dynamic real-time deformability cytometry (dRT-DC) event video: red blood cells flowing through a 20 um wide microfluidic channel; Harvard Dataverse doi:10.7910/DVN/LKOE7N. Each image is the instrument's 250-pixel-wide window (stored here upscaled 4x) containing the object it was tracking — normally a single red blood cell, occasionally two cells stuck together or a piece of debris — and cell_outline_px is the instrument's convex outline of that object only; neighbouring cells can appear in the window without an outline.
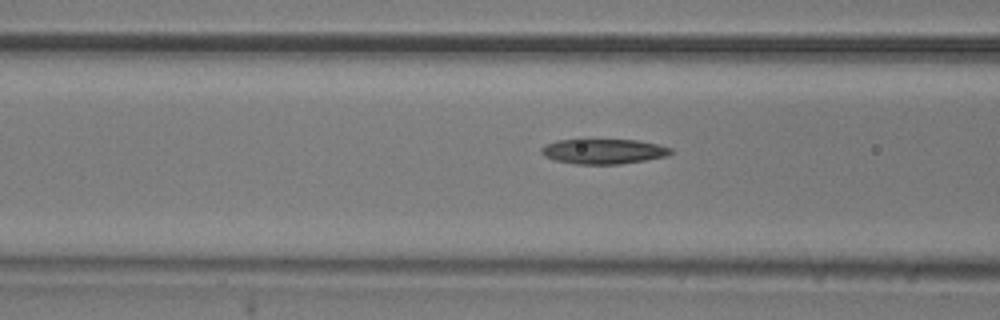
{"species": "common noctule bat (a hibernating species)", "species_latin": "Nyctalus noctula", "temperature_condition": "room temperature", "stored_images_in_passage": 15, "camera_frame_rate_fps": 3000, "um_per_image_px": 0.085, "animal": {"sex": "male", "body_mass_g": 20.5, "forearm_length_mm": 52.5}, "frame": {"image": 1, "passage_image": 9, "time_ms": 2.667, "image_size_px": [1000, 320], "cell_outline_px": [[672, 152], [668, 156], [620, 164], [576, 164], [556, 160], [544, 156], [540, 152], [540, 148], [544, 144], [556, 140], [580, 136], [584, 136], [636, 140], [656, 144], [672, 148]], "centroid_in_image_um": [51.2, 12.8], "position_along_channel_um": 115.4, "area_um2": 20.0}}
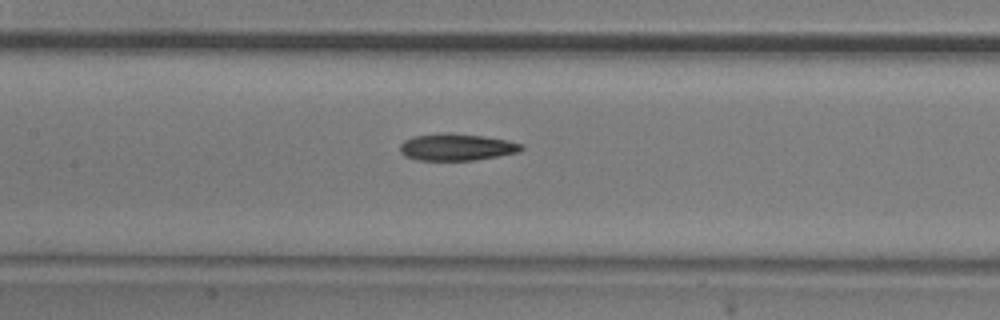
{"frame": {"image": 2, "passage_image": 13, "time_ms": 4.0, "image_size_px": [1000, 320], "cell_outline_px": [[524, 148], [520, 152], [500, 156], [472, 160], [420, 160], [404, 156], [400, 152], [400, 144], [404, 140], [412, 136], [440, 132], [452, 132], [484, 136], [508, 140], [524, 144]], "centroid_in_image_um": [38.83, 12.48], "position_along_channel_um": 168.6, "area_um2": 19.42}}